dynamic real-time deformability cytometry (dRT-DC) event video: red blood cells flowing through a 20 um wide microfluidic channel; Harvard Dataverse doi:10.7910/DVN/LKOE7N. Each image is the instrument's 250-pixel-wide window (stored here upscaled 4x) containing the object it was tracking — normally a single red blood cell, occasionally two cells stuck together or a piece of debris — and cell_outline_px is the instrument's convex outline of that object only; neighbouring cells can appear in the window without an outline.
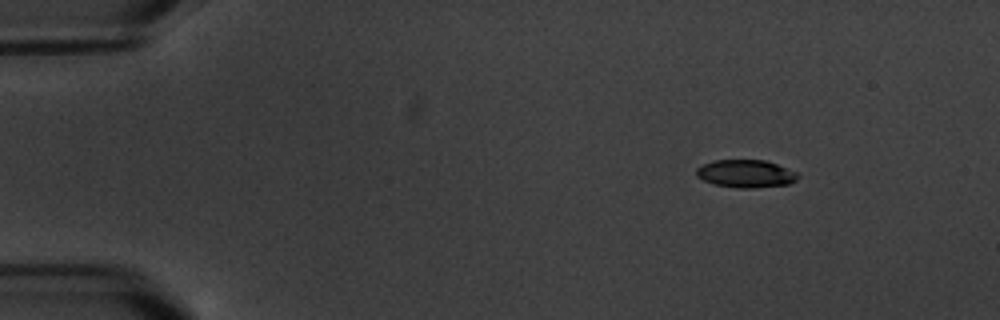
{"species": "common noctule bat (a hibernating species)", "species_latin": "Nyctalus noctula", "temperature_condition": "warm", "stored_images_in_passage": 5, "camera_frame_rate_fps": 3000, "um_per_image_px": 0.085, "animal": {"sex": "male", "body_mass_g": 20.1, "forearm_length_mm": 53.5}, "frame": {"image": 1, "passage_image": 2, "time_ms": 1.0, "image_size_px": [1000, 320], "cell_outline_px": [[800, 176], [796, 180], [788, 184], [752, 188], [740, 188], [716, 184], [704, 180], [696, 176], [696, 168], [712, 160], [764, 160], [776, 164], [796, 172]], "centroid_in_image_um": [63.39, 14.75], "position_along_channel_um": 21.6, "area_um2": 16.24}}
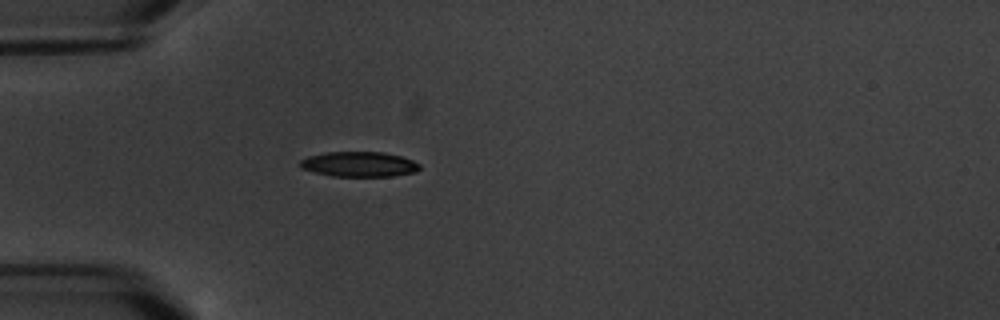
{"frame": {"image": 2, "passage_image": 5, "time_ms": 4.333, "image_size_px": [1000, 320], "cell_outline_px": [[420, 168], [416, 172], [392, 176], [332, 176], [300, 168], [300, 160], [308, 156], [324, 152], [384, 152], [400, 156], [412, 160], [420, 164]], "centroid_in_image_um": [30.52, 13.95], "position_along_channel_um": 54.5, "area_um2": 17.46}}